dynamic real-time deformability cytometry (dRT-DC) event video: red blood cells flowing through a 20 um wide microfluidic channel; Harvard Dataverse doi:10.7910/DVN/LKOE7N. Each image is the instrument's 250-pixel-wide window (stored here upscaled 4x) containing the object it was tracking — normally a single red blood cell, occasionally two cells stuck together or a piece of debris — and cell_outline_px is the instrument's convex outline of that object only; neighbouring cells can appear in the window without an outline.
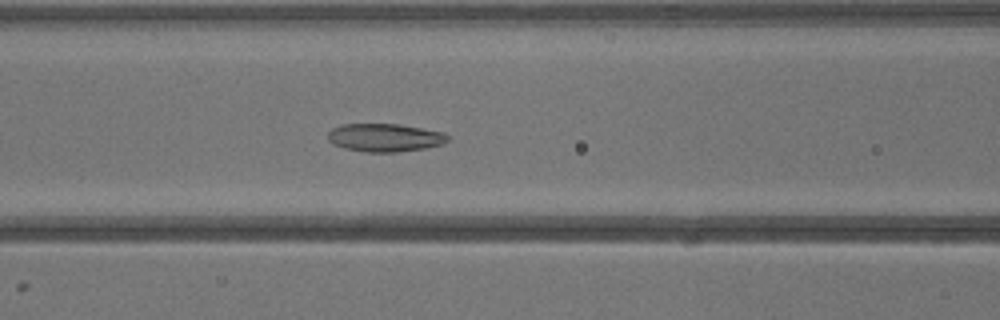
{"species": "common noctule bat (a hibernating species)", "species_latin": "Nyctalus noctula", "temperature_condition": "warm", "stored_images_in_passage": 41, "camera_frame_rate_fps": 3000, "um_per_image_px": 0.085, "animal": {"sex": "male", "body_mass_g": 13.3}, "frame": {"image": 1, "passage_image": 17, "time_ms": 5.333, "image_size_px": [1000, 320], "cell_outline_px": [[448, 140], [444, 144], [428, 148], [400, 152], [368, 152], [344, 148], [332, 144], [328, 140], [328, 132], [332, 128], [344, 124], [400, 124], [444, 132], [448, 136]], "centroid_in_image_um": [32.73, 11.7], "position_along_channel_um": 133.9, "area_um2": 19.83}}
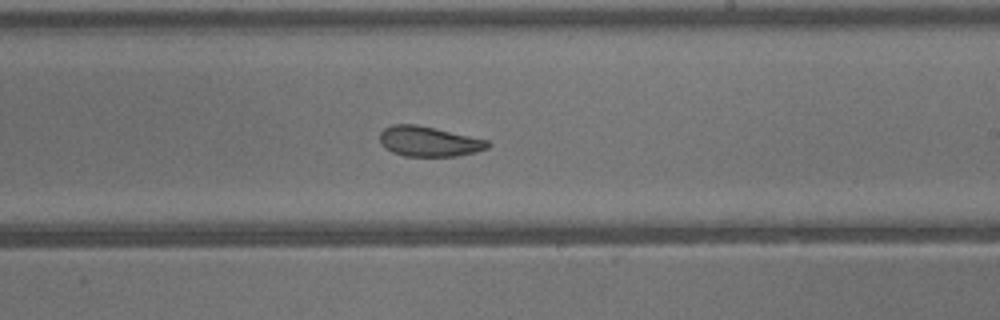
{"frame": {"image": 2, "passage_image": 24, "time_ms": 7.667, "image_size_px": [1000, 320], "cell_outline_px": [[492, 144], [488, 148], [476, 152], [456, 156], [404, 156], [392, 152], [384, 148], [380, 144], [380, 132], [384, 128], [392, 124], [416, 124], [488, 140]], "centroid_in_image_um": [36.44, 12.02], "position_along_channel_um": 252.6, "area_um2": 19.02}}
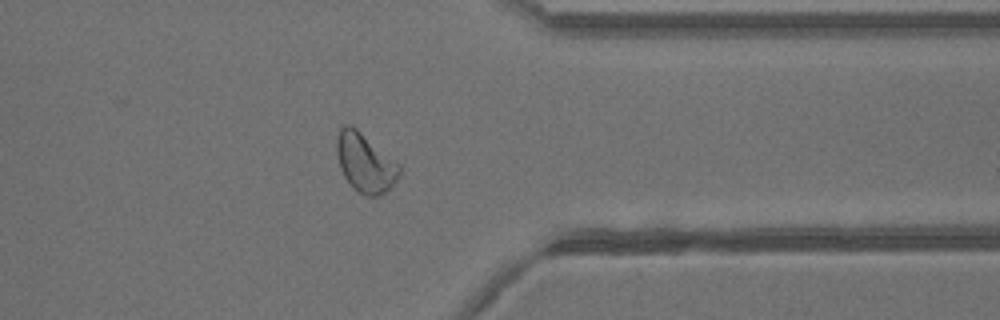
{"frame": {"image": 3, "passage_image": 32, "time_ms": 10.333, "image_size_px": [1000, 320], "cell_outline_px": [[400, 172], [396, 180], [380, 196], [368, 196], [360, 192], [344, 176], [340, 168], [336, 152], [336, 136], [340, 128], [344, 124], [348, 124], [356, 128], [400, 164]], "centroid_in_image_um": [31.02, 13.79], "position_along_channel_um": 380.4, "area_um2": 21.15}}